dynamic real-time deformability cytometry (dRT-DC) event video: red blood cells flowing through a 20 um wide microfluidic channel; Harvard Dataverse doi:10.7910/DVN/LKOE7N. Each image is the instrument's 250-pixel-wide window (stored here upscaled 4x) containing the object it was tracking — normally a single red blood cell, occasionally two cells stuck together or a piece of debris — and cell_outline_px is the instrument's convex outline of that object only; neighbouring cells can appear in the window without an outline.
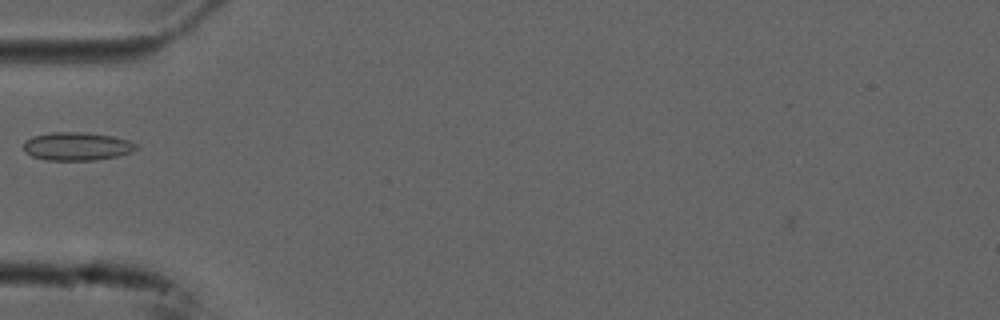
{"species": "common noctule bat (a hibernating species)", "species_latin": "Nyctalus noctula", "temperature_condition": "cold", "stored_images_in_passage": 38, "camera_frame_rate_fps": 3000, "um_per_image_px": 0.085, "animal": {"sex": "male", "forearm_length_mm": 52.5}, "frame": {"image": 1, "passage_image": 2, "time_ms": 0.333, "image_size_px": [1000, 320], "cell_outline_px": [[140, 148], [132, 152], [116, 156], [92, 160], [44, 160], [32, 156], [24, 152], [24, 140], [32, 136], [52, 132], [88, 132], [112, 136], [128, 140], [136, 144]], "centroid_in_image_um": [6.52, 12.43], "position_along_channel_um": 78.5, "area_um2": 18.67}}
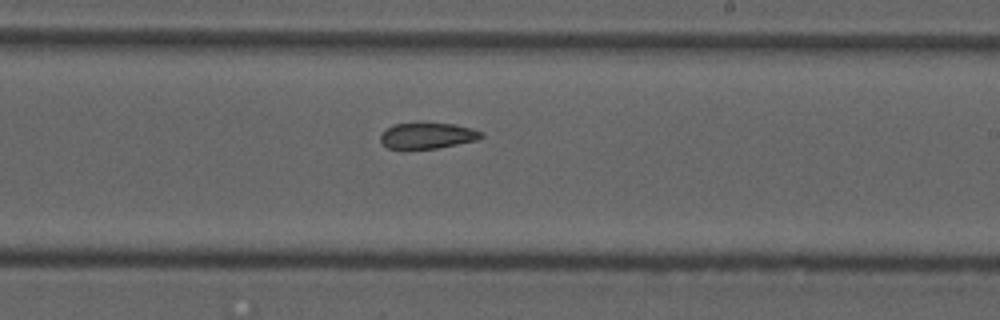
{"frame": {"image": 2, "passage_image": 16, "time_ms": 5.0, "image_size_px": [1000, 320], "cell_outline_px": [[484, 136], [480, 140], [436, 148], [388, 148], [380, 140], [380, 136], [392, 124], [416, 120], [420, 120], [456, 124], [472, 128], [484, 132]], "centroid_in_image_um": [36.39, 11.46], "position_along_channel_um": 252.6, "area_um2": 15.95}}
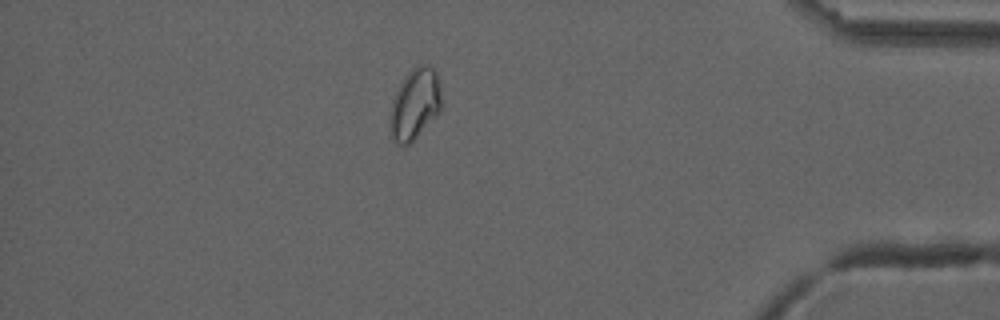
{"frame": {"image": 3, "passage_image": 31, "time_ms": 10.0, "image_size_px": [1000, 320], "cell_outline_px": [[444, 104], [440, 112], [408, 144], [396, 144], [388, 136], [388, 120], [392, 100], [404, 76], [412, 68], [424, 64], [432, 68], [436, 72], [440, 84], [444, 100]], "centroid_in_image_um": [35.25, 8.86], "position_along_channel_um": 399.9, "area_um2": 21.85}, "authors_computed_cell_mechanics": {"area_um2": 16.6464, "velocity_mm_per_s": 3.7335, "shape_relaxation_time_tau1_ms": null, "shape_relaxation_time_tau2_ms": 5.6461, "deformation_change_tau1": null, "deformation_change_tau2": 0.0703}}